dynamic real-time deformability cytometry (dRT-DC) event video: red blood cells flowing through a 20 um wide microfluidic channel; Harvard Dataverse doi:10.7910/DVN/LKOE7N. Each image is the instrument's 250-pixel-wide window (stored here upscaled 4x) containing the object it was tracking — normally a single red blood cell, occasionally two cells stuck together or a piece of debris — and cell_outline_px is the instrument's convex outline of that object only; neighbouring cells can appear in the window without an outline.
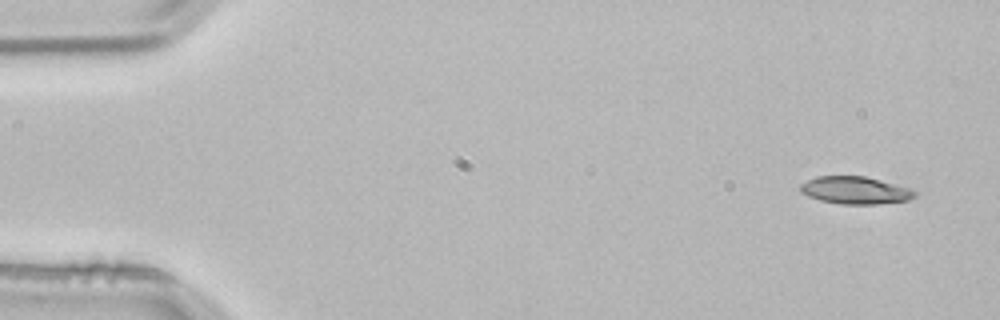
{"species": "common noctule bat (a hibernating species)", "species_latin": "Nyctalus noctula", "temperature_condition": "room temperature", "stored_images_in_passage": 4, "camera_frame_rate_fps": 3000, "um_per_image_px": 0.085, "animal": {"sex": "male", "body_mass_g": 21.5, "forearm_length_mm": 52.0}, "frame": {"image": 1, "passage_image": 1, "time_ms": 0.0, "image_size_px": [1000, 320], "cell_outline_px": [[916, 196], [908, 200], [876, 204], [840, 204], [820, 200], [808, 196], [800, 192], [800, 184], [816, 176], [864, 176], [880, 180], [908, 188], [916, 192]], "centroid_in_image_um": [72.65, 16.17], "position_along_channel_um": 12.3, "area_um2": 18.15}}
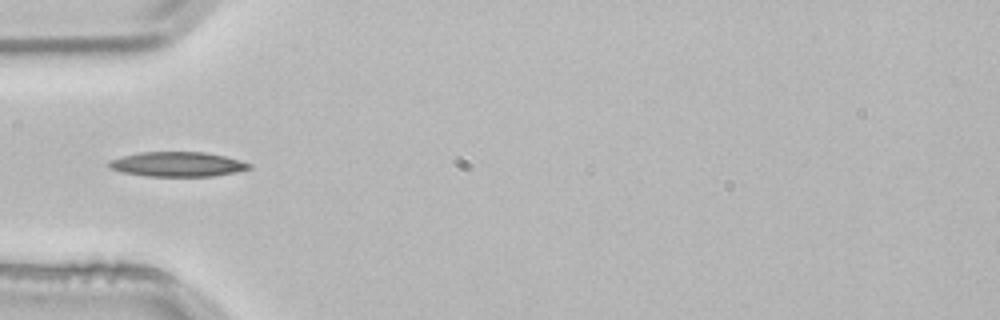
{"frame": {"image": 2, "passage_image": 4, "time_ms": 1.0, "image_size_px": [1000, 320], "cell_outline_px": [[252, 168], [236, 172], [212, 176], [148, 176], [124, 172], [108, 168], [108, 160], [140, 152], [208, 152], [240, 160], [252, 164]], "centroid_in_image_um": [15.1, 13.95], "position_along_channel_um": 69.9, "area_um2": 20.17}}